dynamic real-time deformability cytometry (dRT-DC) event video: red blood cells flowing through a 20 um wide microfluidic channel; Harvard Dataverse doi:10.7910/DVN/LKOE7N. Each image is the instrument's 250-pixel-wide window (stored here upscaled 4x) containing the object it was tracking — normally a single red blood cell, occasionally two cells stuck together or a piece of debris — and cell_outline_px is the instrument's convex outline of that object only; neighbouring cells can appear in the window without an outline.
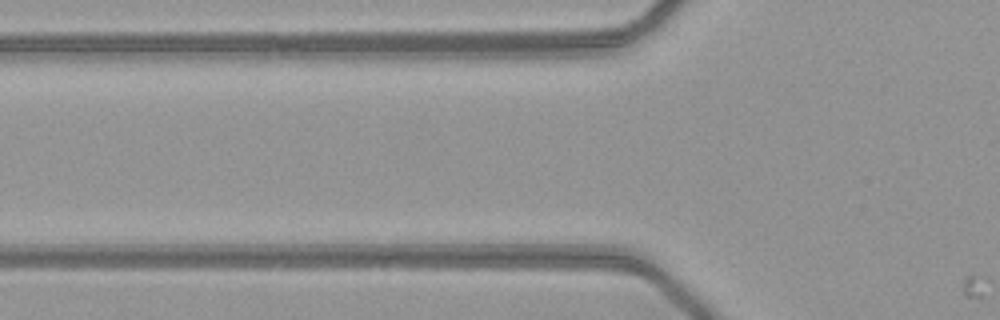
{"species": "common noctule bat (a hibernating species)", "species_latin": "Nyctalus noctula", "temperature_condition": "warm", "stored_images_in_passage": 4, "camera_frame_rate_fps": 3000, "um_per_image_px": 0.085, "animal": {"sex": "female", "body_mass_g": 21.9}, "frame": {"image": 1, "passage_image": 2, "time_ms": 0.333, "image_size_px": [1000, 320], "cell_outline_px": [[648, 280], [464, 268], [456, 264], [468, 256], [572, 256], [628, 268], [644, 276]], "centroid_in_image_um": [46.76, 22.61], "position_along_channel_um": 79.0, "area_um2": 19.25}}